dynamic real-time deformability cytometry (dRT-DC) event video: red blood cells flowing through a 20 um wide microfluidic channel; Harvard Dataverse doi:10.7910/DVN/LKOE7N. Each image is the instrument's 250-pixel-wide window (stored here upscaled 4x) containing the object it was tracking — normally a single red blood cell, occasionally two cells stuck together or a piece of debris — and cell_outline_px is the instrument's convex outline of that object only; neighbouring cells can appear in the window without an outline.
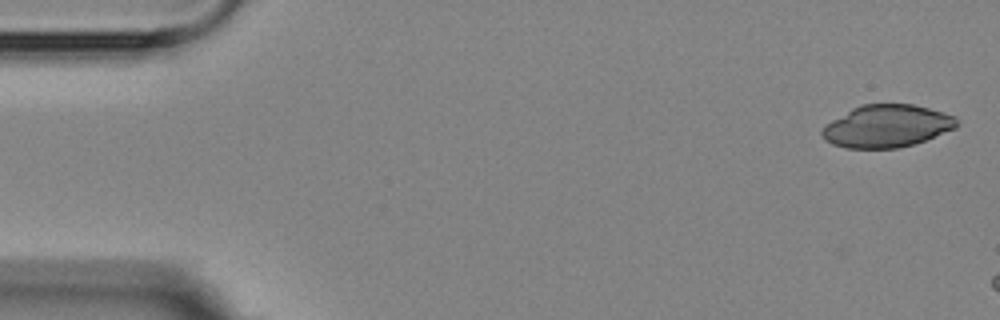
{"species": "Egyptian fruit bat (a non-hibernating species)", "species_latin": "Rousettus aegyptiacus", "temperature_condition": "room temperature", "stored_images_in_passage": 3, "camera_frame_rate_fps": 3000, "um_per_image_px": 0.085, "animal": {"sex": "female"}, "frame": {"image": 1, "passage_image": 1, "time_ms": 0.0, "image_size_px": [1000, 320], "cell_outline_px": [[960, 124], [956, 128], [924, 140], [912, 144], [896, 148], [848, 148], [832, 144], [824, 140], [820, 132], [832, 120], [852, 108], [860, 104], [912, 104], [928, 108], [956, 116]], "centroid_in_image_um": [75.39, 10.71], "position_along_channel_um": 9.6, "area_um2": 33.18}}